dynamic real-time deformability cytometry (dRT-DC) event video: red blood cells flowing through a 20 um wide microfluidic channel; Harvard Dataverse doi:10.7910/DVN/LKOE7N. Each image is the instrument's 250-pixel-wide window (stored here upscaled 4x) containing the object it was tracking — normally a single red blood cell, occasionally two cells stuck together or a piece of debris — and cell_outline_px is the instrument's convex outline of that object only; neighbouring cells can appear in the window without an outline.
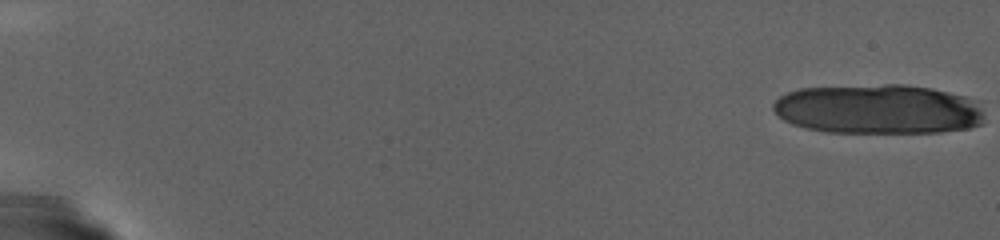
{"species": "human", "species_latin": "Homo sapiens", "temperature_condition": "warm", "stored_images_in_passage": 31, "camera_frame_rate_fps": 3000, "um_per_image_px": 0.085, "donor": {"sex": "female"}, "frame": {"image": 1, "passage_image": 1, "time_ms": 0.0, "image_size_px": [1000, 240], "cell_outline_px": [[984, 124], [968, 128], [940, 132], [828, 132], [804, 128], [792, 124], [784, 120], [772, 108], [772, 104], [780, 96], [788, 92], [800, 88], [884, 84], [904, 84], [932, 88], [964, 96], [980, 108], [984, 112]], "centroid_in_image_um": [74.63, 9.28], "position_along_channel_um": 10.4, "area_um2": 61.09}}